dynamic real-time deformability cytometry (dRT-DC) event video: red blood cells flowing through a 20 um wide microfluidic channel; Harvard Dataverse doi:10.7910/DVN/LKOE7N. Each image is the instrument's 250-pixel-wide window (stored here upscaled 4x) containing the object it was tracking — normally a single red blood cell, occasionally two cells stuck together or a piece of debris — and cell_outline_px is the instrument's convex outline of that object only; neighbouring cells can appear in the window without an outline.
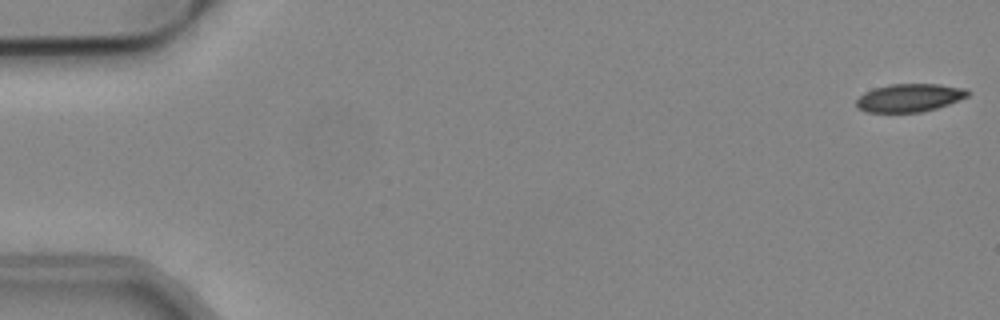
{"species": "common noctule bat (a hibernating species)", "species_latin": "Nyctalus noctula", "temperature_condition": "cold", "stored_images_in_passage": 53, "camera_frame_rate_fps": 3000, "um_per_image_px": 0.085, "animal": {"sex": "male", "body_mass_g": 19.2, "forearm_length_mm": 51.8}, "frame": {"image": 1, "passage_image": 1, "time_ms": 0.0, "image_size_px": [1000, 320], "cell_outline_px": [[972, 92], [968, 96], [948, 104], [936, 108], [920, 112], [864, 112], [856, 108], [856, 100], [864, 92], [872, 88], [888, 84], [940, 84], [968, 88]], "centroid_in_image_um": [77.3, 8.3], "position_along_channel_um": 7.7, "area_um2": 18.5}}
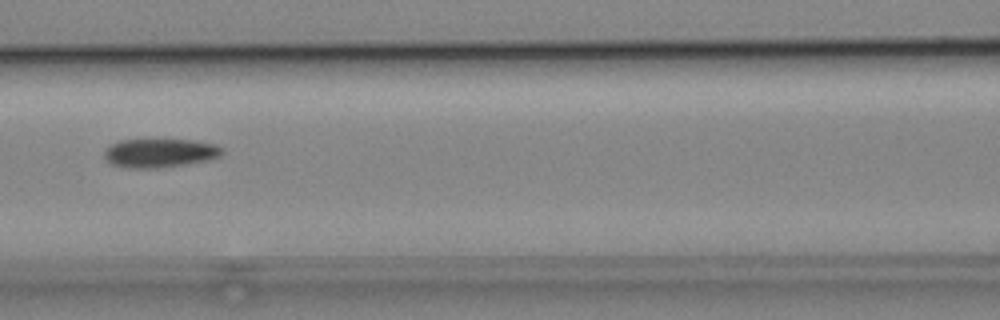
{"frame": {"image": 2, "passage_image": 24, "time_ms": 7.667, "image_size_px": [1000, 320], "cell_outline_px": [[224, 152], [220, 156], [208, 160], [188, 164], [160, 168], [128, 168], [112, 164], [104, 160], [104, 148], [120, 140], [192, 140], [216, 144], [224, 148]], "centroid_in_image_um": [13.59, 13.01], "position_along_channel_um": 153.0, "area_um2": 20.0}}
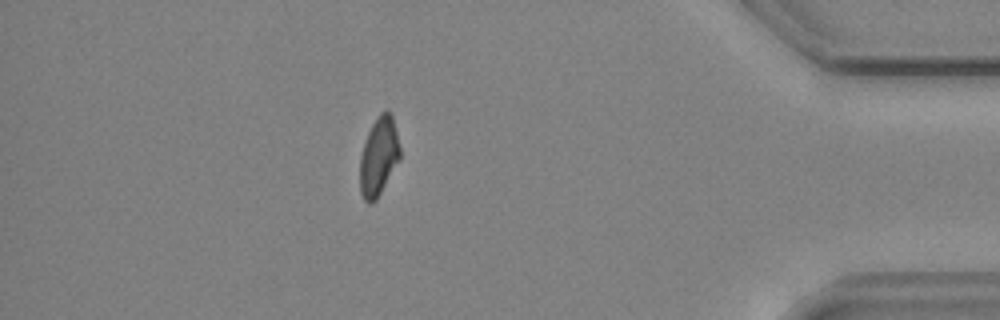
{"frame": {"image": 3, "passage_image": 47, "time_ms": 15.333, "image_size_px": [1000, 320], "cell_outline_px": [[400, 160], [376, 200], [372, 204], [368, 204], [364, 200], [360, 192], [360, 156], [368, 132], [376, 116], [380, 112], [388, 108], [392, 112], [400, 148]], "centroid_in_image_um": [32.2, 13.28], "position_along_channel_um": 403.0, "area_um2": 18.61}}